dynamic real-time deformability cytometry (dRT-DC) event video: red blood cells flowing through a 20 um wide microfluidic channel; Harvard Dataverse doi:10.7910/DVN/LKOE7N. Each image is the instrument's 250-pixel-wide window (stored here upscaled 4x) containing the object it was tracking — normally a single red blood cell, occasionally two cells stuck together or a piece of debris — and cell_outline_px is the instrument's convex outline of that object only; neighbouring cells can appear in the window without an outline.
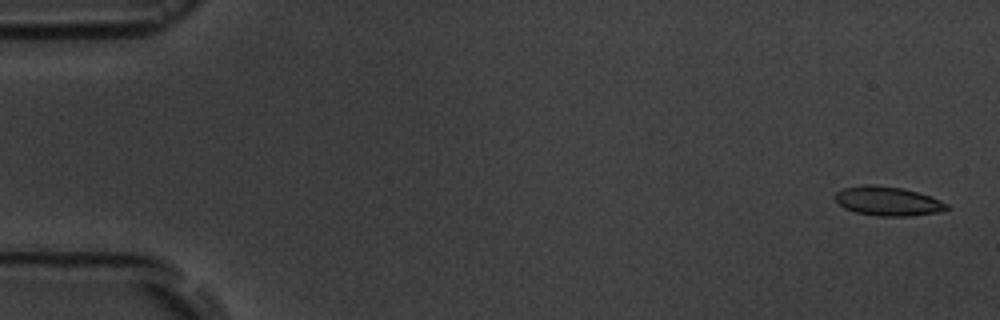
{"species": "common noctule bat (a hibernating species)", "species_latin": "Nyctalus noctula", "temperature_condition": "room temperature", "stored_images_in_passage": 6, "camera_frame_rate_fps": 3000, "um_per_image_px": 0.085, "animal": {"sex": "male", "body_mass_g": 19.5, "forearm_length_mm": 54.6}, "frame": {"image": 1, "passage_image": 1, "time_ms": 0.0, "image_size_px": [1000, 320], "cell_outline_px": [[948, 208], [940, 212], [912, 216], [876, 216], [856, 212], [844, 208], [836, 200], [836, 192], [844, 188], [864, 184], [876, 184], [904, 188], [920, 192], [940, 200], [948, 204]], "centroid_in_image_um": [75.49, 17.09], "position_along_channel_um": 9.5, "area_um2": 19.13}}
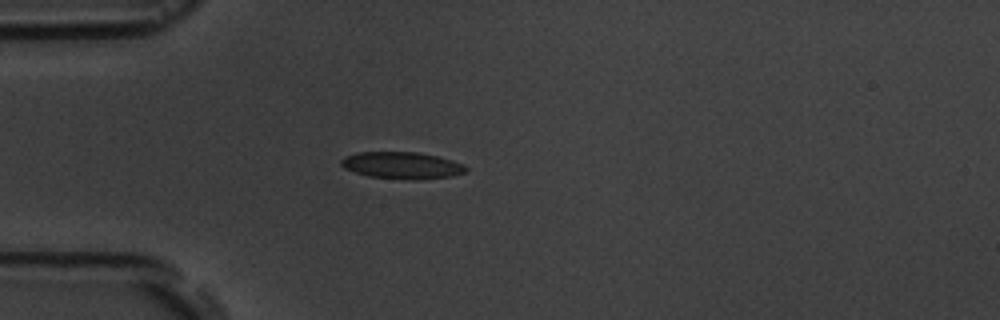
{"frame": {"image": 2, "passage_image": 5, "time_ms": 4.667, "image_size_px": [1000, 320], "cell_outline_px": [[468, 168], [464, 172], [452, 176], [420, 180], [408, 180], [368, 176], [344, 168], [340, 164], [340, 160], [344, 156], [360, 152], [416, 152], [436, 156], [452, 160], [464, 164]], "centroid_in_image_um": [34.16, 14.06], "position_along_channel_um": 50.8, "area_um2": 19.59}}